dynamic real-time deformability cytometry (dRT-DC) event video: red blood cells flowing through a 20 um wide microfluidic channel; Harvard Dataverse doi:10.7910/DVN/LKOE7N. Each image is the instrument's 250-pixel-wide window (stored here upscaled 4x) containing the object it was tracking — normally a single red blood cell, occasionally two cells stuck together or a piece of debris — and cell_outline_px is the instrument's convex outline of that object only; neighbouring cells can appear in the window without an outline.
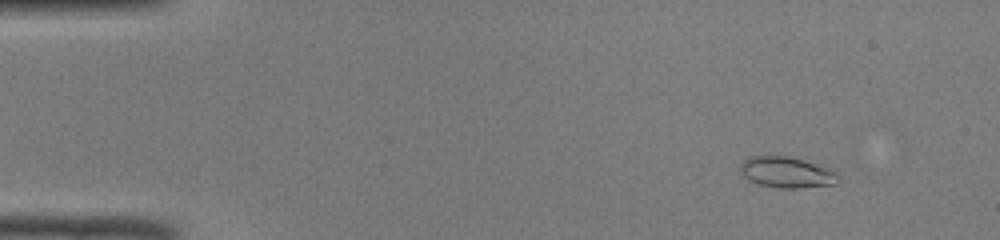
{"species": "common noctule bat (a hibernating species)", "species_latin": "Nyctalus noctula", "temperature_condition": "room temperature", "stored_images_in_passage": 49, "camera_frame_rate_fps": 3000, "um_per_image_px": 0.085, "animal": {"sex": "male", "body_mass_g": 19.0, "forearm_length_mm": 50.8}, "frame": {"image": 1, "passage_image": 5, "time_ms": 1.333, "image_size_px": [1000, 240], "cell_outline_px": [[840, 180], [836, 184], [800, 188], [776, 188], [760, 184], [748, 180], [740, 172], [740, 164], [748, 156], [792, 156], [836, 172], [840, 176]], "centroid_in_image_um": [66.85, 14.65], "position_along_channel_um": 18.2, "area_um2": 17.69}}
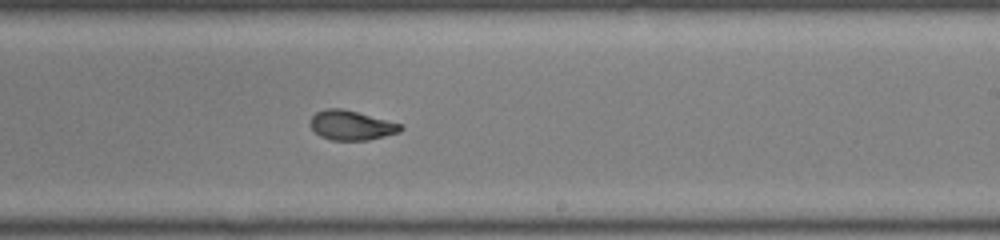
{"frame": {"image": 2, "passage_image": 30, "time_ms": 9.667, "image_size_px": [1000, 240], "cell_outline_px": [[404, 128], [400, 132], [368, 140], [332, 140], [320, 136], [308, 124], [308, 120], [316, 112], [328, 108], [340, 108], [404, 124]], "centroid_in_image_um": [29.86, 10.65], "position_along_channel_um": 259.1, "area_um2": 15.61}}
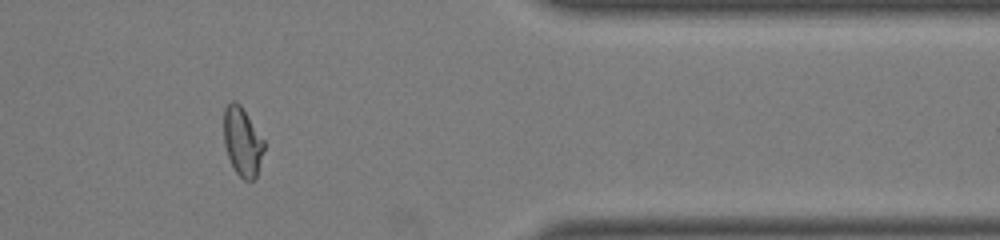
{"frame": {"image": 3, "passage_image": 41, "time_ms": 13.333, "image_size_px": [1000, 240], "cell_outline_px": [[264, 148], [256, 176], [252, 180], [244, 180], [236, 172], [228, 156], [224, 144], [224, 108], [232, 100], [236, 100], [240, 104], [264, 140]], "centroid_in_image_um": [20.59, 12.01], "position_along_channel_um": 390.8, "area_um2": 15.9}, "authors_computed_cell_mechanics": {"area_um2": 16.473, "velocity_mm_per_s": 4.1157, "shape_relaxation_time_tau1_ms": 6.3982, "shape_relaxation_time_tau2_ms": 1.458, "deformation_change_tau1": 0.2271, "deformation_change_tau2": 0.0659}}